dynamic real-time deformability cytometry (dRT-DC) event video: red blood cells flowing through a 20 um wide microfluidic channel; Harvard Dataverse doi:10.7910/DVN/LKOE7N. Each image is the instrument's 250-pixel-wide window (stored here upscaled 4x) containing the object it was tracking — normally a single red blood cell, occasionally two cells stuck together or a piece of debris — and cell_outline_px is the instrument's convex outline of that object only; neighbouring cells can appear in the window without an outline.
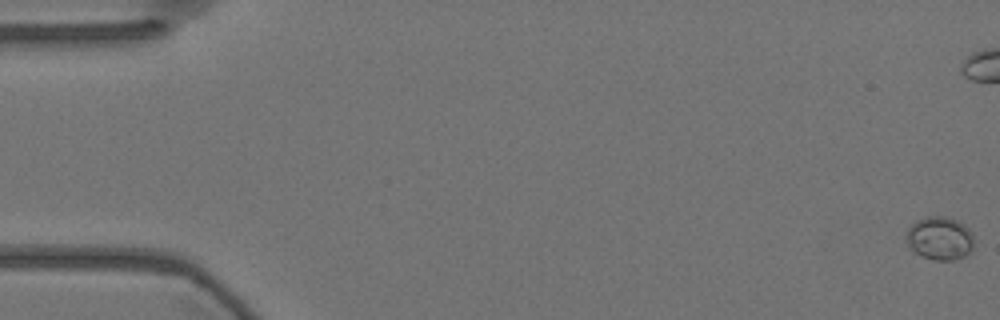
{"species": "Egyptian fruit bat (a non-hibernating species)", "species_latin": "Rousettus aegyptiacus", "temperature_condition": "warm", "stored_images_in_passage": 59, "camera_frame_rate_fps": 3000, "um_per_image_px": 0.085, "animal": {"sex": "female"}, "frame": {"image": 1, "passage_image": 1, "time_ms": 0.0, "image_size_px": [1000, 320], "cell_outline_px": [[972, 252], [964, 256], [952, 260], [932, 260], [912, 252], [908, 248], [904, 240], [904, 236], [908, 228], [916, 220], [928, 216], [944, 216], [956, 220], [964, 224], [972, 232]], "centroid_in_image_um": [79.82, 20.26], "position_along_channel_um": 5.2, "area_um2": 17.46}}
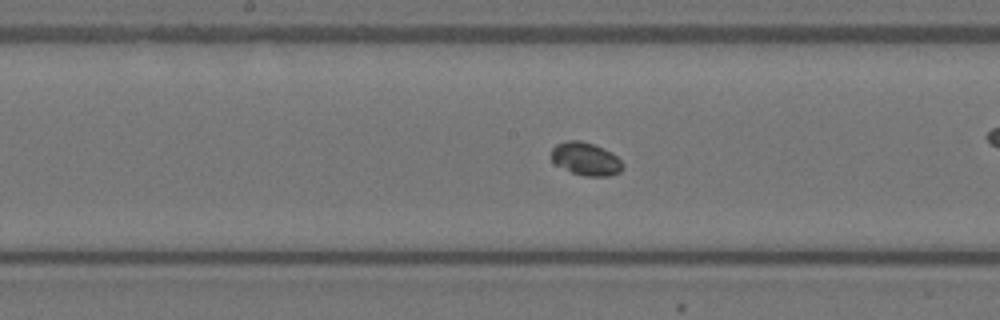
{"frame": {"image": 2, "passage_image": 30, "time_ms": 9.667, "image_size_px": [1000, 320], "cell_outline_px": [[624, 168], [620, 172], [608, 176], [584, 176], [572, 172], [556, 164], [552, 160], [552, 148], [556, 144], [568, 140], [580, 140], [604, 148], [612, 152], [624, 164]], "centroid_in_image_um": [49.82, 13.5], "position_along_channel_um": 198.4, "area_um2": 13.7}}
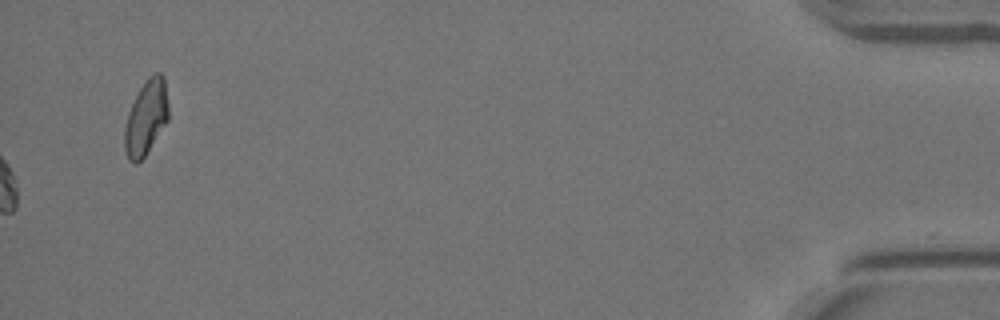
{"frame": {"image": 3, "passage_image": 59, "time_ms": 19.333, "image_size_px": [1000, 320], "cell_outline_px": [[168, 120], [144, 156], [136, 164], [132, 164], [128, 160], [124, 148], [124, 128], [128, 112], [140, 88], [148, 76], [156, 72], [160, 72], [164, 76], [168, 104]], "centroid_in_image_um": [12.41, 9.99], "position_along_channel_um": 422.8, "area_um2": 19.07}, "authors_computed_cell_mechanics": {"area_um2": 13.6986, "velocity_mm_per_s": 3.5787, "shape_relaxation_time_tau1_ms": 0.7154, "shape_relaxation_time_tau2_ms": null, "deformation_change_tau1": null, "deformation_change_tau2": null}}